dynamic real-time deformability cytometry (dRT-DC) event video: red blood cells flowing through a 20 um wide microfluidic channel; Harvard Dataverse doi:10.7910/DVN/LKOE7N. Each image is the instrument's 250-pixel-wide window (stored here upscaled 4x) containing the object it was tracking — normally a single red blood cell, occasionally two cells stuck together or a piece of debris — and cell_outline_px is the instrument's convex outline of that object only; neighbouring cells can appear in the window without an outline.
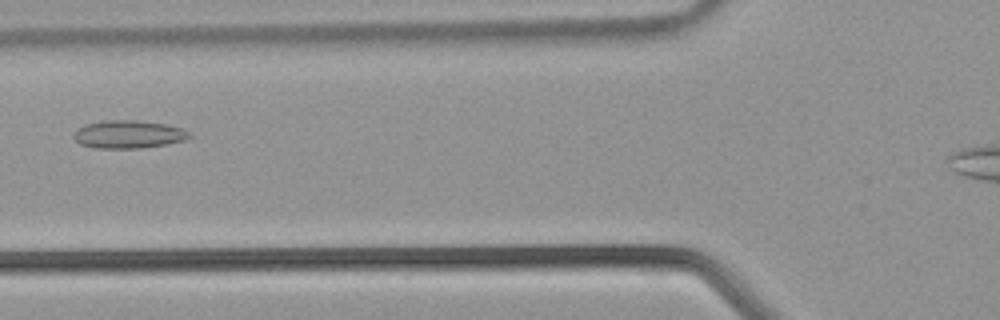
{"species": "common noctule bat (a hibernating species)", "species_latin": "Nyctalus noctula", "temperature_condition": "warm", "stored_images_in_passage": 25, "camera_frame_rate_fps": 3000, "um_per_image_px": 0.085, "animal": {"sex": "male", "body_mass_g": 21.5, "forearm_length_mm": 52.0}, "frame": {"image": 1, "passage_image": 5, "time_ms": 1.333, "image_size_px": [1000, 320], "cell_outline_px": [[192, 136], [184, 140], [164, 144], [140, 148], [92, 148], [80, 144], [72, 136], [72, 132], [76, 128], [84, 124], [104, 120], [136, 120], [164, 124], [184, 128], [192, 132]], "centroid_in_image_um": [10.88, 11.41], "position_along_channel_um": 114.9, "area_um2": 19.07}}
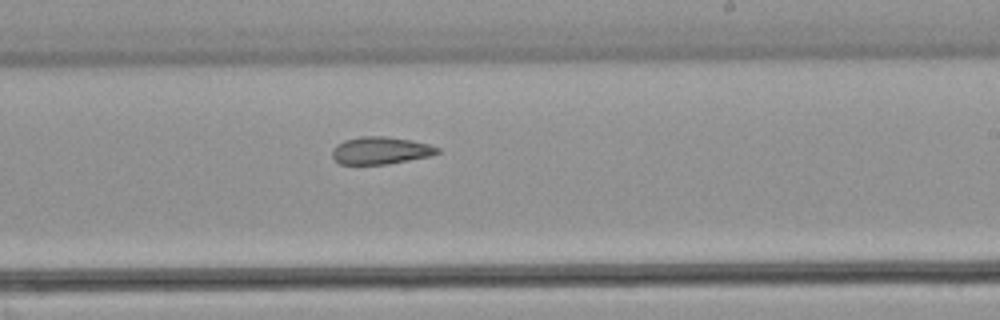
{"frame": {"image": 2, "passage_image": 13, "time_ms": 4.0, "image_size_px": [1000, 320], "cell_outline_px": [[440, 152], [428, 156], [388, 164], [340, 164], [332, 156], [332, 148], [336, 144], [344, 140], [360, 136], [384, 136], [412, 140], [428, 144], [440, 148]], "centroid_in_image_um": [32.32, 12.78], "position_along_channel_um": 256.7, "area_um2": 16.76}}
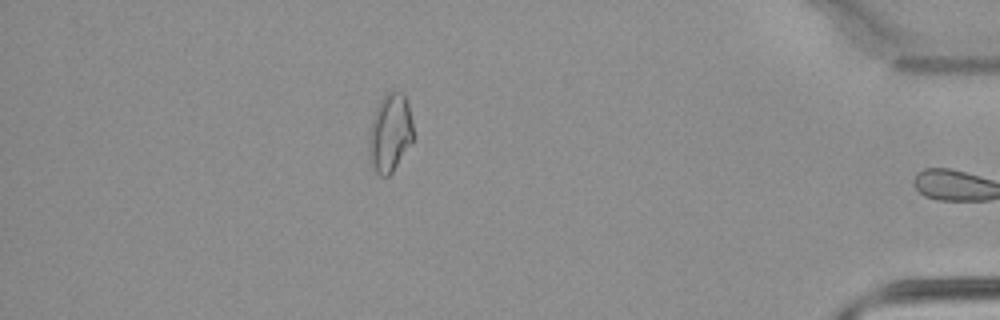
{"frame": {"image": 3, "passage_image": 24, "time_ms": 7.667, "image_size_px": [1000, 320], "cell_outline_px": [[412, 140], [392, 172], [388, 176], [380, 176], [376, 172], [372, 164], [368, 148], [368, 140], [372, 120], [376, 108], [380, 100], [388, 92], [400, 92], [408, 100], [412, 124]], "centroid_in_image_um": [33.14, 11.28], "position_along_channel_um": 402.1, "area_um2": 19.77}}